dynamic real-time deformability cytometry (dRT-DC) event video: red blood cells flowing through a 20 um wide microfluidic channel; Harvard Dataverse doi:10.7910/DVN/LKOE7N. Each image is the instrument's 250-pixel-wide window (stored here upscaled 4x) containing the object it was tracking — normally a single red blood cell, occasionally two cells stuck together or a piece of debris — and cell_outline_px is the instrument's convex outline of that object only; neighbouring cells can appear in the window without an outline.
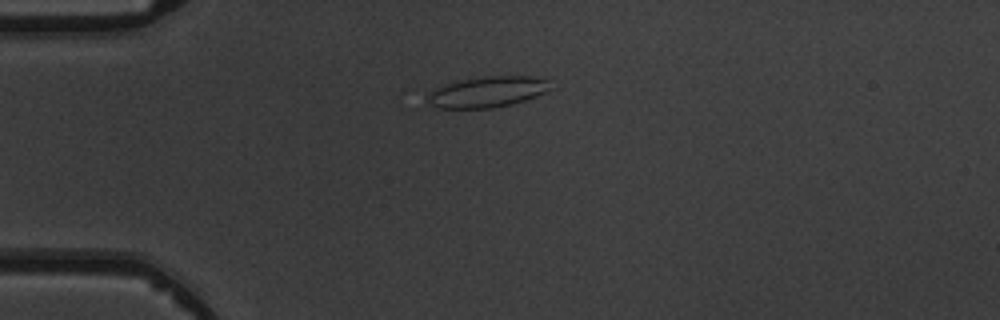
{"species": "common noctule bat (a hibernating species)", "species_latin": "Nyctalus noctula", "temperature_condition": "warm", "stored_images_in_passage": 5, "camera_frame_rate_fps": 3000, "um_per_image_px": 0.085, "animal": {"sex": "male", "body_mass_g": 19.5, "forearm_length_mm": 54.6}, "frame": {"image": 1, "passage_image": 5, "time_ms": 5.333, "image_size_px": [1000, 320], "cell_outline_px": [[548, 88], [544, 92], [536, 96], [512, 104], [492, 108], [436, 108], [424, 96], [428, 92], [444, 84], [460, 80], [484, 76], [544, 76], [548, 80]], "centroid_in_image_um": [41.4, 7.8], "position_along_channel_um": 43.6, "area_um2": 22.14}}